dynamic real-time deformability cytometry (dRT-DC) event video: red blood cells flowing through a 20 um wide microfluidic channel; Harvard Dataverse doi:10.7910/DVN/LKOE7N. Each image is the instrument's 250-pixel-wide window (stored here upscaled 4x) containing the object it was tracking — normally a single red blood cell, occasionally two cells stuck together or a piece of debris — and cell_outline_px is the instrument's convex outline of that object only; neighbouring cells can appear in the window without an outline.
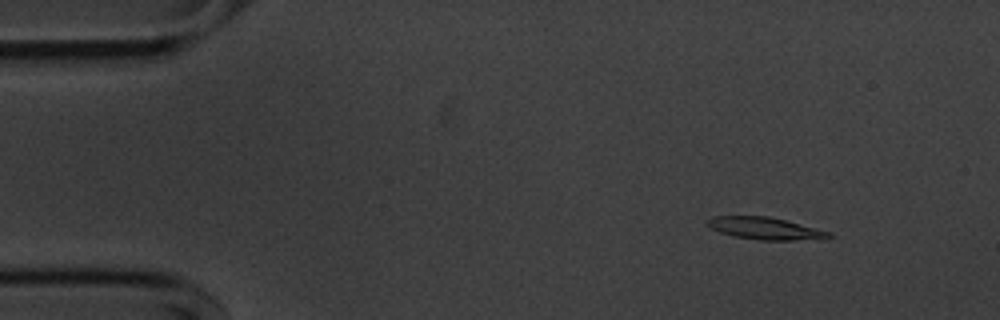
{"species": "common noctule bat (a hibernating species)", "species_latin": "Nyctalus noctula", "temperature_condition": "cold", "stored_images_in_passage": 55, "camera_frame_rate_fps": 3000, "um_per_image_px": 0.085, "animal": {"sex": "male", "body_mass_g": 20.1, "forearm_length_mm": 53.5}, "frame": {"image": 1, "passage_image": 6, "time_ms": 1.667, "image_size_px": [1000, 320], "cell_outline_px": [[832, 236], [820, 240], [760, 240], [736, 236], [720, 232], [712, 228], [704, 220], [712, 216], [768, 216], [784, 220], [828, 232]], "centroid_in_image_um": [65.0, 19.41], "position_along_channel_um": 20.0, "area_um2": 15.43}}
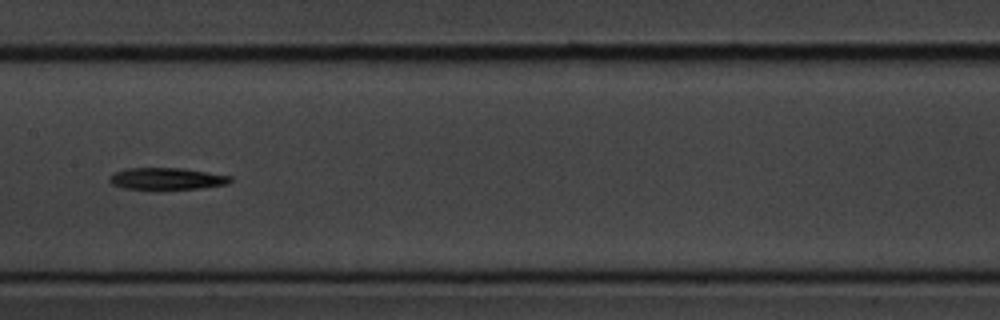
{"frame": {"image": 2, "passage_image": 27, "time_ms": 8.667, "image_size_px": [1000, 320], "cell_outline_px": [[232, 180], [228, 184], [200, 188], [124, 188], [112, 184], [108, 180], [108, 176], [112, 172], [124, 168], [184, 168], [232, 176]], "centroid_in_image_um": [14.15, 15.16], "position_along_channel_um": 193.3, "area_um2": 15.26}}
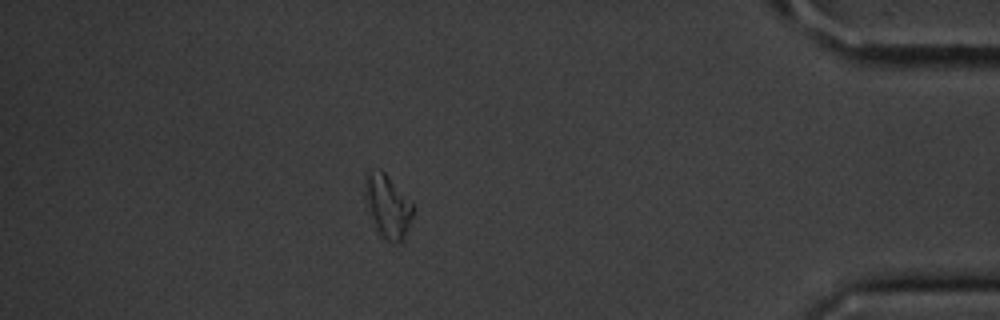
{"frame": {"image": 3, "passage_image": 48, "time_ms": 15.667, "image_size_px": [1000, 320], "cell_outline_px": [[416, 208], [404, 240], [400, 244], [396, 244], [384, 240], [376, 228], [364, 204], [364, 180], [368, 168], [380, 168], [412, 200]], "centroid_in_image_um": [32.95, 17.51], "position_along_channel_um": 402.2, "area_um2": 18.67}, "authors_computed_cell_mechanics": {"area_um2": 15.9528, "velocity_mm_per_s": 3.604, "shape_relaxation_time_tau1_ms": 7.2292, "shape_relaxation_time_tau2_ms": null, "deformation_change_tau1": 0.1694, "deformation_change_tau2": null}}